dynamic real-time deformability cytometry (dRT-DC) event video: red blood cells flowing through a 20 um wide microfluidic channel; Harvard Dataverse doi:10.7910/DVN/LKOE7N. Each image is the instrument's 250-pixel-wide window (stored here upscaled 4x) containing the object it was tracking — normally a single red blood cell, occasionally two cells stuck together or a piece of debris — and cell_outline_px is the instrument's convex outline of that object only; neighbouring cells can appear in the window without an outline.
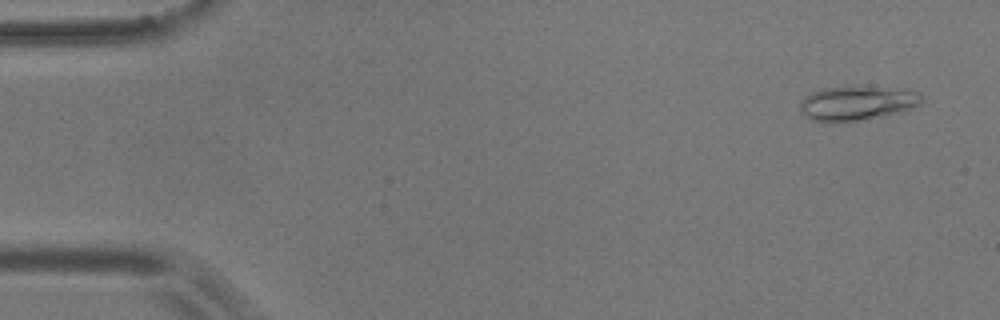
{"species": "common noctule bat (a hibernating species)", "species_latin": "Nyctalus noctula", "temperature_condition": "room temperature", "stored_images_in_passage": 55, "camera_frame_rate_fps": 3000, "um_per_image_px": 0.085, "animal": {"sex": "male", "body_mass_g": 17.9}, "frame": {"image": 1, "passage_image": 3, "time_ms": 0.667, "image_size_px": [1000, 320], "cell_outline_px": [[924, 100], [920, 104], [912, 108], [856, 120], [808, 120], [800, 112], [800, 100], [812, 92], [824, 88], [904, 88], [920, 96]], "centroid_in_image_um": [72.78, 8.75], "position_along_channel_um": 12.2, "area_um2": 23.06}}
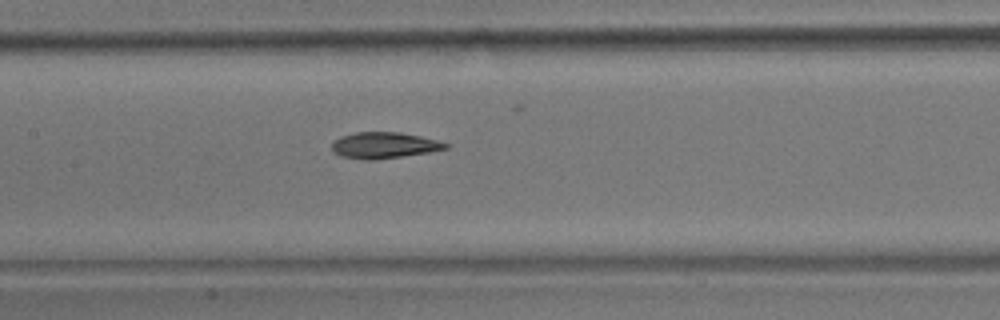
{"frame": {"image": 2, "passage_image": 26, "time_ms": 8.333, "image_size_px": [1000, 320], "cell_outline_px": [[452, 144], [448, 148], [428, 152], [372, 160], [364, 160], [340, 156], [332, 152], [332, 140], [340, 136], [356, 132], [400, 132], [420, 136]], "centroid_in_image_um": [32.61, 12.34], "position_along_channel_um": 174.8, "area_um2": 17.4}}
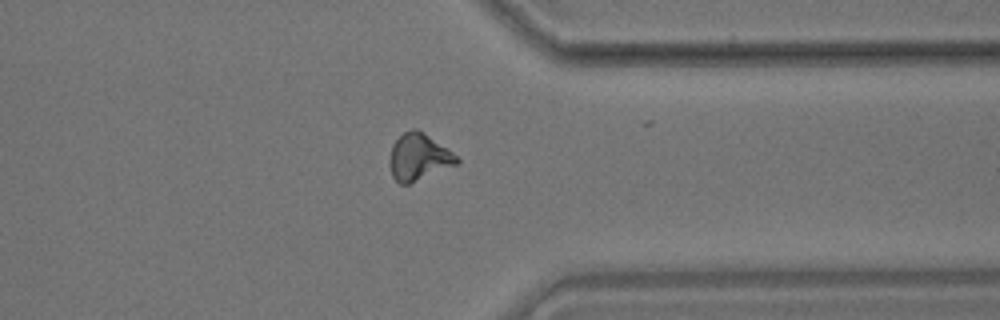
{"frame": {"image": 3, "passage_image": 43, "time_ms": 14.0, "image_size_px": [1000, 320], "cell_outline_px": [[460, 160], [456, 164], [408, 184], [400, 184], [392, 176], [392, 144], [404, 132], [412, 128], [416, 128], [452, 152]], "centroid_in_image_um": [35.59, 13.34], "position_along_channel_um": 375.8, "area_um2": 17.46}, "authors_computed_cell_mechanics": {"area_um2": 17.629, "velocity_mm_per_s": 3.6368, "shape_relaxation_time_tau1_ms": 7.448, "shape_relaxation_time_tau2_ms": 2.4497, "deformation_change_tau1": 0.1776, "deformation_change_tau2": 0.0839}}